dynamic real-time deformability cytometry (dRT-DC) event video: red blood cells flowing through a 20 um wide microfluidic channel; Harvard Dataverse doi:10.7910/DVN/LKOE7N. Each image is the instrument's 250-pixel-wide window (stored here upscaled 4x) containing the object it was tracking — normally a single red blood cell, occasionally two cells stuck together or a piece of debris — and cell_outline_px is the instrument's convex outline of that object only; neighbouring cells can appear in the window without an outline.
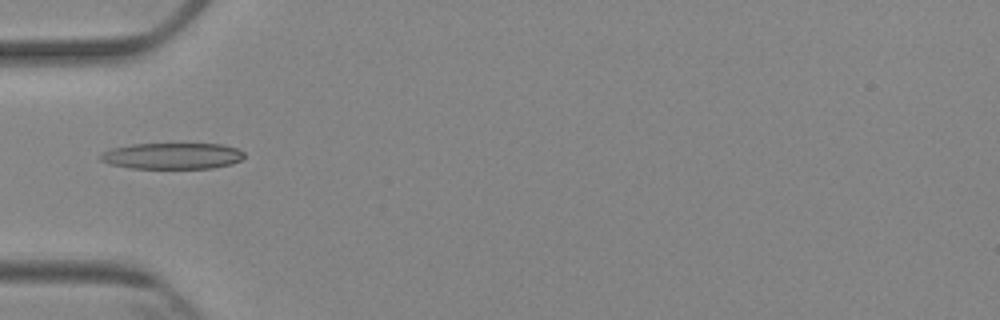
{"species": "Egyptian fruit bat (a non-hibernating species)", "species_latin": "Rousettus aegyptiacus", "temperature_condition": "cold", "stored_images_in_passage": 2, "camera_frame_rate_fps": 3000, "um_per_image_px": 0.085, "animal": {"sex": "female"}, "frame": {"image": 1, "passage_image": 1, "time_ms": 0.0, "image_size_px": [1000, 320], "cell_outline_px": [[244, 156], [240, 160], [232, 164], [212, 168], [132, 168], [108, 164], [100, 160], [96, 156], [112, 148], [132, 144], [224, 144], [236, 148], [244, 152]], "centroid_in_image_um": [14.62, 13.25], "position_along_channel_um": 70.4, "area_um2": 22.02}}
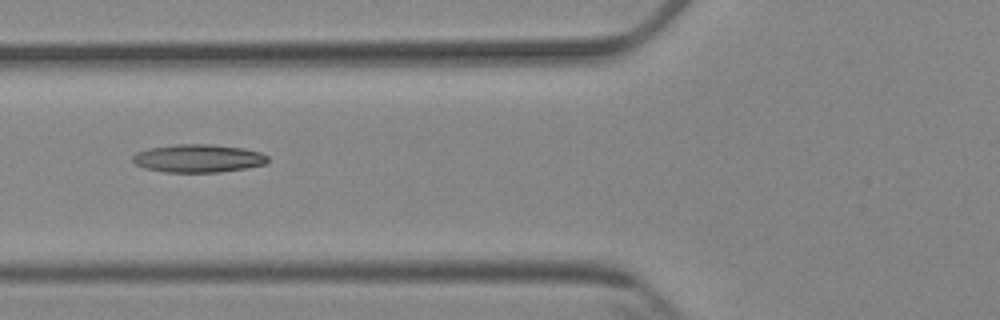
{"frame": {"image": 2, "passage_image": 2, "time_ms": 1.0, "image_size_px": [1000, 320], "cell_outline_px": [[268, 160], [264, 164], [244, 168], [220, 172], [164, 172], [144, 168], [136, 164], [132, 160], [132, 156], [136, 152], [148, 148], [176, 144], [212, 144], [244, 148], [260, 152], [268, 156]], "centroid_in_image_um": [16.82, 13.45], "position_along_channel_um": 109.0, "area_um2": 22.14}}